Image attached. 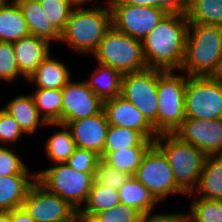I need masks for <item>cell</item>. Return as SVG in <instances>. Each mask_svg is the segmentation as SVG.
Listing matches in <instances>:
<instances>
[{
    "label": "cell",
    "instance_id": "d6a6232c",
    "mask_svg": "<svg viewBox=\"0 0 222 222\" xmlns=\"http://www.w3.org/2000/svg\"><path fill=\"white\" fill-rule=\"evenodd\" d=\"M47 19L62 33L74 9L68 0H39Z\"/></svg>",
    "mask_w": 222,
    "mask_h": 222
},
{
    "label": "cell",
    "instance_id": "e575fe53",
    "mask_svg": "<svg viewBox=\"0 0 222 222\" xmlns=\"http://www.w3.org/2000/svg\"><path fill=\"white\" fill-rule=\"evenodd\" d=\"M29 172L27 164L7 146H0V177L9 175H37Z\"/></svg>",
    "mask_w": 222,
    "mask_h": 222
},
{
    "label": "cell",
    "instance_id": "7dc6e473",
    "mask_svg": "<svg viewBox=\"0 0 222 222\" xmlns=\"http://www.w3.org/2000/svg\"><path fill=\"white\" fill-rule=\"evenodd\" d=\"M69 2H70V4L74 7V5H75V7H78V8H80V7H83V6H80V5H82V4H84L85 2H90L91 0H68Z\"/></svg>",
    "mask_w": 222,
    "mask_h": 222
},
{
    "label": "cell",
    "instance_id": "b9f144b4",
    "mask_svg": "<svg viewBox=\"0 0 222 222\" xmlns=\"http://www.w3.org/2000/svg\"><path fill=\"white\" fill-rule=\"evenodd\" d=\"M11 222H37L35 221L23 207L10 210Z\"/></svg>",
    "mask_w": 222,
    "mask_h": 222
},
{
    "label": "cell",
    "instance_id": "ac0fdd59",
    "mask_svg": "<svg viewBox=\"0 0 222 222\" xmlns=\"http://www.w3.org/2000/svg\"><path fill=\"white\" fill-rule=\"evenodd\" d=\"M16 2L26 20L30 35L49 43L52 40H61V33L49 22L39 0H16Z\"/></svg>",
    "mask_w": 222,
    "mask_h": 222
},
{
    "label": "cell",
    "instance_id": "d6986e66",
    "mask_svg": "<svg viewBox=\"0 0 222 222\" xmlns=\"http://www.w3.org/2000/svg\"><path fill=\"white\" fill-rule=\"evenodd\" d=\"M29 35L26 20L16 0H2L0 2V41L13 43Z\"/></svg>",
    "mask_w": 222,
    "mask_h": 222
},
{
    "label": "cell",
    "instance_id": "d590c367",
    "mask_svg": "<svg viewBox=\"0 0 222 222\" xmlns=\"http://www.w3.org/2000/svg\"><path fill=\"white\" fill-rule=\"evenodd\" d=\"M21 76L12 42L0 41V81L9 83Z\"/></svg>",
    "mask_w": 222,
    "mask_h": 222
},
{
    "label": "cell",
    "instance_id": "8fae6325",
    "mask_svg": "<svg viewBox=\"0 0 222 222\" xmlns=\"http://www.w3.org/2000/svg\"><path fill=\"white\" fill-rule=\"evenodd\" d=\"M112 26L134 39H143L157 26L167 14L157 7L137 6L124 3H109Z\"/></svg>",
    "mask_w": 222,
    "mask_h": 222
},
{
    "label": "cell",
    "instance_id": "ba28073f",
    "mask_svg": "<svg viewBox=\"0 0 222 222\" xmlns=\"http://www.w3.org/2000/svg\"><path fill=\"white\" fill-rule=\"evenodd\" d=\"M120 96L141 112L158 135V69L124 74Z\"/></svg>",
    "mask_w": 222,
    "mask_h": 222
},
{
    "label": "cell",
    "instance_id": "277c9868",
    "mask_svg": "<svg viewBox=\"0 0 222 222\" xmlns=\"http://www.w3.org/2000/svg\"><path fill=\"white\" fill-rule=\"evenodd\" d=\"M154 144L167 157L176 185L185 193H193L199 183L206 155L175 134H159Z\"/></svg>",
    "mask_w": 222,
    "mask_h": 222
},
{
    "label": "cell",
    "instance_id": "7bdbcfd3",
    "mask_svg": "<svg viewBox=\"0 0 222 222\" xmlns=\"http://www.w3.org/2000/svg\"><path fill=\"white\" fill-rule=\"evenodd\" d=\"M107 2L160 8V0H107Z\"/></svg>",
    "mask_w": 222,
    "mask_h": 222
},
{
    "label": "cell",
    "instance_id": "ee69618b",
    "mask_svg": "<svg viewBox=\"0 0 222 222\" xmlns=\"http://www.w3.org/2000/svg\"><path fill=\"white\" fill-rule=\"evenodd\" d=\"M55 222H85V217L81 214L80 210H75L67 218H64Z\"/></svg>",
    "mask_w": 222,
    "mask_h": 222
},
{
    "label": "cell",
    "instance_id": "4316f807",
    "mask_svg": "<svg viewBox=\"0 0 222 222\" xmlns=\"http://www.w3.org/2000/svg\"><path fill=\"white\" fill-rule=\"evenodd\" d=\"M48 125L54 127L59 126L62 130H54V133L51 137L49 136L45 142L46 155H48V158L55 164L66 163L76 148L72 134L64 124L48 123Z\"/></svg>",
    "mask_w": 222,
    "mask_h": 222
},
{
    "label": "cell",
    "instance_id": "f1b7e54d",
    "mask_svg": "<svg viewBox=\"0 0 222 222\" xmlns=\"http://www.w3.org/2000/svg\"><path fill=\"white\" fill-rule=\"evenodd\" d=\"M189 23L222 26V0H188Z\"/></svg>",
    "mask_w": 222,
    "mask_h": 222
},
{
    "label": "cell",
    "instance_id": "4fadbf2b",
    "mask_svg": "<svg viewBox=\"0 0 222 222\" xmlns=\"http://www.w3.org/2000/svg\"><path fill=\"white\" fill-rule=\"evenodd\" d=\"M174 134L201 150L207 157L222 156V118L215 120L185 118Z\"/></svg>",
    "mask_w": 222,
    "mask_h": 222
},
{
    "label": "cell",
    "instance_id": "f6af8a7d",
    "mask_svg": "<svg viewBox=\"0 0 222 222\" xmlns=\"http://www.w3.org/2000/svg\"><path fill=\"white\" fill-rule=\"evenodd\" d=\"M212 77L218 83V85L222 91V68H220Z\"/></svg>",
    "mask_w": 222,
    "mask_h": 222
},
{
    "label": "cell",
    "instance_id": "3957f363",
    "mask_svg": "<svg viewBox=\"0 0 222 222\" xmlns=\"http://www.w3.org/2000/svg\"><path fill=\"white\" fill-rule=\"evenodd\" d=\"M112 27V15L109 3L106 7L75 8L72 10L65 30L61 33V42H66L80 53H94L100 41Z\"/></svg>",
    "mask_w": 222,
    "mask_h": 222
},
{
    "label": "cell",
    "instance_id": "e0dca14e",
    "mask_svg": "<svg viewBox=\"0 0 222 222\" xmlns=\"http://www.w3.org/2000/svg\"><path fill=\"white\" fill-rule=\"evenodd\" d=\"M13 47L19 72L26 80L50 55V43L34 35L13 42Z\"/></svg>",
    "mask_w": 222,
    "mask_h": 222
},
{
    "label": "cell",
    "instance_id": "4dcf8cb0",
    "mask_svg": "<svg viewBox=\"0 0 222 222\" xmlns=\"http://www.w3.org/2000/svg\"><path fill=\"white\" fill-rule=\"evenodd\" d=\"M150 147H131L109 152L103 160L111 167L134 176Z\"/></svg>",
    "mask_w": 222,
    "mask_h": 222
},
{
    "label": "cell",
    "instance_id": "6da1fadb",
    "mask_svg": "<svg viewBox=\"0 0 222 222\" xmlns=\"http://www.w3.org/2000/svg\"><path fill=\"white\" fill-rule=\"evenodd\" d=\"M188 26L186 14L167 13L142 41L147 67L179 71L184 61Z\"/></svg>",
    "mask_w": 222,
    "mask_h": 222
},
{
    "label": "cell",
    "instance_id": "bcb514c9",
    "mask_svg": "<svg viewBox=\"0 0 222 222\" xmlns=\"http://www.w3.org/2000/svg\"><path fill=\"white\" fill-rule=\"evenodd\" d=\"M0 222H11L10 211L0 212Z\"/></svg>",
    "mask_w": 222,
    "mask_h": 222
},
{
    "label": "cell",
    "instance_id": "8992f818",
    "mask_svg": "<svg viewBox=\"0 0 222 222\" xmlns=\"http://www.w3.org/2000/svg\"><path fill=\"white\" fill-rule=\"evenodd\" d=\"M173 72L158 69V135L174 134L185 120L187 76Z\"/></svg>",
    "mask_w": 222,
    "mask_h": 222
},
{
    "label": "cell",
    "instance_id": "ffe728a7",
    "mask_svg": "<svg viewBox=\"0 0 222 222\" xmlns=\"http://www.w3.org/2000/svg\"><path fill=\"white\" fill-rule=\"evenodd\" d=\"M36 181L37 175L0 177V212L22 207L29 189Z\"/></svg>",
    "mask_w": 222,
    "mask_h": 222
},
{
    "label": "cell",
    "instance_id": "7a4b0ae2",
    "mask_svg": "<svg viewBox=\"0 0 222 222\" xmlns=\"http://www.w3.org/2000/svg\"><path fill=\"white\" fill-rule=\"evenodd\" d=\"M222 66V26L189 23L185 56L179 71L187 76H213Z\"/></svg>",
    "mask_w": 222,
    "mask_h": 222
},
{
    "label": "cell",
    "instance_id": "52a82bcc",
    "mask_svg": "<svg viewBox=\"0 0 222 222\" xmlns=\"http://www.w3.org/2000/svg\"><path fill=\"white\" fill-rule=\"evenodd\" d=\"M36 173L42 186L66 200L75 210L86 203L94 183V173L75 171L66 163L54 164Z\"/></svg>",
    "mask_w": 222,
    "mask_h": 222
},
{
    "label": "cell",
    "instance_id": "f546056e",
    "mask_svg": "<svg viewBox=\"0 0 222 222\" xmlns=\"http://www.w3.org/2000/svg\"><path fill=\"white\" fill-rule=\"evenodd\" d=\"M32 97L39 114L46 123L61 124L63 101L61 89L37 88Z\"/></svg>",
    "mask_w": 222,
    "mask_h": 222
},
{
    "label": "cell",
    "instance_id": "836d02e7",
    "mask_svg": "<svg viewBox=\"0 0 222 222\" xmlns=\"http://www.w3.org/2000/svg\"><path fill=\"white\" fill-rule=\"evenodd\" d=\"M132 176L124 171L111 167L103 159L97 163L94 172V182L111 189H120Z\"/></svg>",
    "mask_w": 222,
    "mask_h": 222
},
{
    "label": "cell",
    "instance_id": "7c38bea8",
    "mask_svg": "<svg viewBox=\"0 0 222 222\" xmlns=\"http://www.w3.org/2000/svg\"><path fill=\"white\" fill-rule=\"evenodd\" d=\"M61 124L94 116L103 110V101L86 81L70 80L62 89Z\"/></svg>",
    "mask_w": 222,
    "mask_h": 222
},
{
    "label": "cell",
    "instance_id": "ab89813d",
    "mask_svg": "<svg viewBox=\"0 0 222 222\" xmlns=\"http://www.w3.org/2000/svg\"><path fill=\"white\" fill-rule=\"evenodd\" d=\"M187 217L184 213H157L151 214L147 213L143 215L141 222H182Z\"/></svg>",
    "mask_w": 222,
    "mask_h": 222
},
{
    "label": "cell",
    "instance_id": "30bf717a",
    "mask_svg": "<svg viewBox=\"0 0 222 222\" xmlns=\"http://www.w3.org/2000/svg\"><path fill=\"white\" fill-rule=\"evenodd\" d=\"M161 203L169 194H185L177 185L164 153L153 144L143 156L133 176Z\"/></svg>",
    "mask_w": 222,
    "mask_h": 222
},
{
    "label": "cell",
    "instance_id": "83f0119b",
    "mask_svg": "<svg viewBox=\"0 0 222 222\" xmlns=\"http://www.w3.org/2000/svg\"><path fill=\"white\" fill-rule=\"evenodd\" d=\"M120 203L118 190H110L109 187L94 182L89 192L85 208L81 207L80 212L85 218H90Z\"/></svg>",
    "mask_w": 222,
    "mask_h": 222
},
{
    "label": "cell",
    "instance_id": "8d00e7d4",
    "mask_svg": "<svg viewBox=\"0 0 222 222\" xmlns=\"http://www.w3.org/2000/svg\"><path fill=\"white\" fill-rule=\"evenodd\" d=\"M142 217L143 214L136 208L122 203L94 216L98 222H141Z\"/></svg>",
    "mask_w": 222,
    "mask_h": 222
},
{
    "label": "cell",
    "instance_id": "1f68e13d",
    "mask_svg": "<svg viewBox=\"0 0 222 222\" xmlns=\"http://www.w3.org/2000/svg\"><path fill=\"white\" fill-rule=\"evenodd\" d=\"M191 203L186 213L191 222H222V200L198 197Z\"/></svg>",
    "mask_w": 222,
    "mask_h": 222
},
{
    "label": "cell",
    "instance_id": "c3c4849f",
    "mask_svg": "<svg viewBox=\"0 0 222 222\" xmlns=\"http://www.w3.org/2000/svg\"><path fill=\"white\" fill-rule=\"evenodd\" d=\"M85 222H98L94 217L85 218Z\"/></svg>",
    "mask_w": 222,
    "mask_h": 222
},
{
    "label": "cell",
    "instance_id": "603a6c76",
    "mask_svg": "<svg viewBox=\"0 0 222 222\" xmlns=\"http://www.w3.org/2000/svg\"><path fill=\"white\" fill-rule=\"evenodd\" d=\"M194 193L201 198L222 200V156L206 157L196 191L189 195Z\"/></svg>",
    "mask_w": 222,
    "mask_h": 222
},
{
    "label": "cell",
    "instance_id": "f35d334b",
    "mask_svg": "<svg viewBox=\"0 0 222 222\" xmlns=\"http://www.w3.org/2000/svg\"><path fill=\"white\" fill-rule=\"evenodd\" d=\"M15 119L3 108L0 109V140L6 146L16 142L24 134ZM8 143V144H7Z\"/></svg>",
    "mask_w": 222,
    "mask_h": 222
},
{
    "label": "cell",
    "instance_id": "60d3db41",
    "mask_svg": "<svg viewBox=\"0 0 222 222\" xmlns=\"http://www.w3.org/2000/svg\"><path fill=\"white\" fill-rule=\"evenodd\" d=\"M160 8L167 13L186 14L188 0H160Z\"/></svg>",
    "mask_w": 222,
    "mask_h": 222
},
{
    "label": "cell",
    "instance_id": "44dd1931",
    "mask_svg": "<svg viewBox=\"0 0 222 222\" xmlns=\"http://www.w3.org/2000/svg\"><path fill=\"white\" fill-rule=\"evenodd\" d=\"M2 108L15 119L25 134H35L39 124L48 125L40 116L30 94L15 97Z\"/></svg>",
    "mask_w": 222,
    "mask_h": 222
},
{
    "label": "cell",
    "instance_id": "7402d4cb",
    "mask_svg": "<svg viewBox=\"0 0 222 222\" xmlns=\"http://www.w3.org/2000/svg\"><path fill=\"white\" fill-rule=\"evenodd\" d=\"M69 69L59 60L49 55L27 79L38 88L62 89L71 79Z\"/></svg>",
    "mask_w": 222,
    "mask_h": 222
},
{
    "label": "cell",
    "instance_id": "681fc988",
    "mask_svg": "<svg viewBox=\"0 0 222 222\" xmlns=\"http://www.w3.org/2000/svg\"><path fill=\"white\" fill-rule=\"evenodd\" d=\"M182 222H191L188 217H186Z\"/></svg>",
    "mask_w": 222,
    "mask_h": 222
},
{
    "label": "cell",
    "instance_id": "cb8c5ba5",
    "mask_svg": "<svg viewBox=\"0 0 222 222\" xmlns=\"http://www.w3.org/2000/svg\"><path fill=\"white\" fill-rule=\"evenodd\" d=\"M100 65V66H99ZM89 80L88 87L102 100L112 99L121 95L123 74L113 67L98 64Z\"/></svg>",
    "mask_w": 222,
    "mask_h": 222
},
{
    "label": "cell",
    "instance_id": "5b68a950",
    "mask_svg": "<svg viewBox=\"0 0 222 222\" xmlns=\"http://www.w3.org/2000/svg\"><path fill=\"white\" fill-rule=\"evenodd\" d=\"M98 64L113 67L123 75L147 68L142 41L116 30L113 26L93 53Z\"/></svg>",
    "mask_w": 222,
    "mask_h": 222
},
{
    "label": "cell",
    "instance_id": "9c48e42d",
    "mask_svg": "<svg viewBox=\"0 0 222 222\" xmlns=\"http://www.w3.org/2000/svg\"><path fill=\"white\" fill-rule=\"evenodd\" d=\"M185 118H222V91L212 76H187Z\"/></svg>",
    "mask_w": 222,
    "mask_h": 222
},
{
    "label": "cell",
    "instance_id": "74e56055",
    "mask_svg": "<svg viewBox=\"0 0 222 222\" xmlns=\"http://www.w3.org/2000/svg\"><path fill=\"white\" fill-rule=\"evenodd\" d=\"M100 159L96 152L76 147L66 164L78 172L94 173Z\"/></svg>",
    "mask_w": 222,
    "mask_h": 222
},
{
    "label": "cell",
    "instance_id": "d4e9b609",
    "mask_svg": "<svg viewBox=\"0 0 222 222\" xmlns=\"http://www.w3.org/2000/svg\"><path fill=\"white\" fill-rule=\"evenodd\" d=\"M154 141L147 139L141 132L130 128L109 125L106 135L103 159L109 152L118 151L131 147H151Z\"/></svg>",
    "mask_w": 222,
    "mask_h": 222
},
{
    "label": "cell",
    "instance_id": "484cf974",
    "mask_svg": "<svg viewBox=\"0 0 222 222\" xmlns=\"http://www.w3.org/2000/svg\"><path fill=\"white\" fill-rule=\"evenodd\" d=\"M120 202L140 211L143 215L152 213L160 202L133 176L118 189Z\"/></svg>",
    "mask_w": 222,
    "mask_h": 222
},
{
    "label": "cell",
    "instance_id": "2e32d148",
    "mask_svg": "<svg viewBox=\"0 0 222 222\" xmlns=\"http://www.w3.org/2000/svg\"><path fill=\"white\" fill-rule=\"evenodd\" d=\"M103 110L109 125L136 130L153 141L158 136L141 112L122 96L103 101Z\"/></svg>",
    "mask_w": 222,
    "mask_h": 222
},
{
    "label": "cell",
    "instance_id": "9a60e30c",
    "mask_svg": "<svg viewBox=\"0 0 222 222\" xmlns=\"http://www.w3.org/2000/svg\"><path fill=\"white\" fill-rule=\"evenodd\" d=\"M64 125L70 130L76 147L92 150L100 156L103 154L109 127L104 110L91 117L65 122Z\"/></svg>",
    "mask_w": 222,
    "mask_h": 222
},
{
    "label": "cell",
    "instance_id": "5bb4252c",
    "mask_svg": "<svg viewBox=\"0 0 222 222\" xmlns=\"http://www.w3.org/2000/svg\"><path fill=\"white\" fill-rule=\"evenodd\" d=\"M22 207L37 222H55L75 211L66 200L49 192L38 181L29 189Z\"/></svg>",
    "mask_w": 222,
    "mask_h": 222
}]
</instances>
